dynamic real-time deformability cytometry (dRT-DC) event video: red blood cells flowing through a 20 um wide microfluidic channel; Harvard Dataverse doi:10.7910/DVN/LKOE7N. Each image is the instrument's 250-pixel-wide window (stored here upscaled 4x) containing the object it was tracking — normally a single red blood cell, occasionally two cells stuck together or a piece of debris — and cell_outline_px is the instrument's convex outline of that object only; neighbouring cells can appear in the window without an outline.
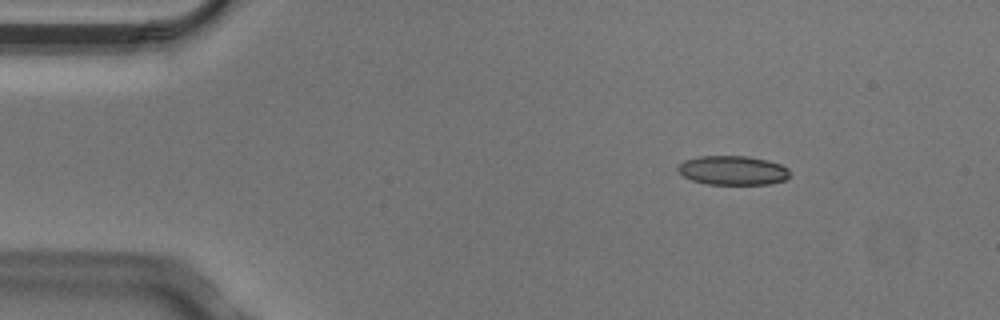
{"species": "Egyptian fruit bat (a non-hibernating species)", "species_latin": "Rousettus aegyptiacus", "temperature_condition": "cold", "stored_images_in_passage": 5, "camera_frame_rate_fps": 3000, "um_per_image_px": 0.085, "animal": {"sex": "male"}, "frame": {"image": 1, "passage_image": 2, "time_ms": 0.333, "image_size_px": [1000, 320], "cell_outline_px": [[788, 176], [784, 180], [768, 184], [708, 184], [692, 180], [684, 176], [676, 168], [684, 160], [700, 156], [748, 156], [768, 160], [780, 164], [788, 168]], "centroid_in_image_um": [62.28, 14.47], "position_along_channel_um": 22.7, "area_um2": 18.9}}